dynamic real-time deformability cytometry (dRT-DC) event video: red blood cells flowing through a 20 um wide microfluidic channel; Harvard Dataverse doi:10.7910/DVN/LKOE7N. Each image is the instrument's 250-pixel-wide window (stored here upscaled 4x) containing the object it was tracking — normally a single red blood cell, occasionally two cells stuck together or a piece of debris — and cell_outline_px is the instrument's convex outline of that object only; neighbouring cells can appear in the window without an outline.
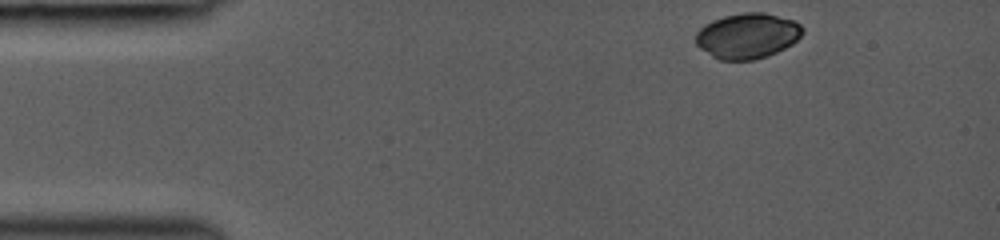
{"species": "common noctule bat (a hibernating species)", "species_latin": "Nyctalus noctula", "temperature_condition": "room temperature", "stored_images_in_passage": 13, "camera_frame_rate_fps": 3000, "um_per_image_px": 0.085, "animal": {"sex": "female", "body_mass_g": 19.0, "forearm_length_mm": 53.3}, "frame": {"image": 1, "passage_image": 1, "time_ms": 0.0, "image_size_px": [1000, 240], "cell_outline_px": [[804, 32], [792, 44], [768, 56], [752, 60], [720, 60], [712, 56], [700, 48], [696, 44], [696, 32], [704, 24], [712, 20], [724, 16], [744, 12], [764, 12], [792, 20], [800, 24], [804, 28]], "centroid_in_image_um": [63.52, 3.04], "position_along_channel_um": 21.5, "area_um2": 28.26}}
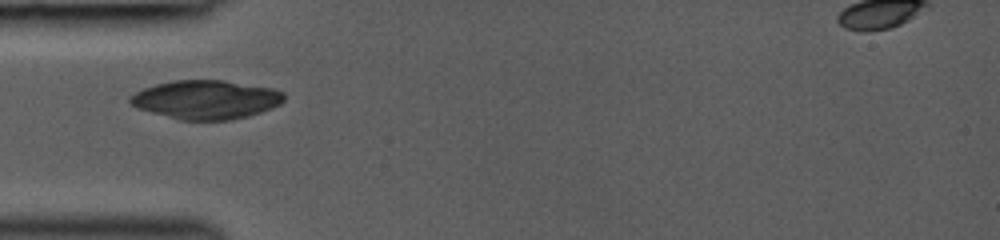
{"frame": {"image": 2, "passage_image": 10, "time_ms": 3.0, "image_size_px": [1000, 240], "cell_outline_px": [[284, 100], [280, 104], [272, 108], [248, 116], [232, 120], [180, 120], [136, 108], [128, 104], [128, 96], [144, 88], [156, 84], [172, 80], [224, 80], [272, 88], [284, 92]], "centroid_in_image_um": [17.48, 8.47], "position_along_channel_um": 67.5, "area_um2": 35.03}}
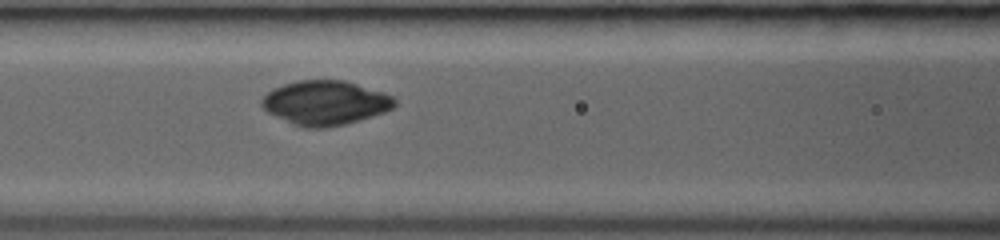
{"frame": {"image": 3, "passage_image": 13, "time_ms": 4.667, "image_size_px": [1000, 240], "cell_outline_px": [[396, 104], [392, 108], [384, 112], [372, 116], [344, 124], [328, 128], [304, 128], [292, 124], [268, 112], [260, 104], [260, 100], [272, 88], [296, 80], [344, 80], [384, 92], [392, 96], [396, 100]], "centroid_in_image_um": [27.63, 8.74], "position_along_channel_um": 139.0, "area_um2": 34.39}}